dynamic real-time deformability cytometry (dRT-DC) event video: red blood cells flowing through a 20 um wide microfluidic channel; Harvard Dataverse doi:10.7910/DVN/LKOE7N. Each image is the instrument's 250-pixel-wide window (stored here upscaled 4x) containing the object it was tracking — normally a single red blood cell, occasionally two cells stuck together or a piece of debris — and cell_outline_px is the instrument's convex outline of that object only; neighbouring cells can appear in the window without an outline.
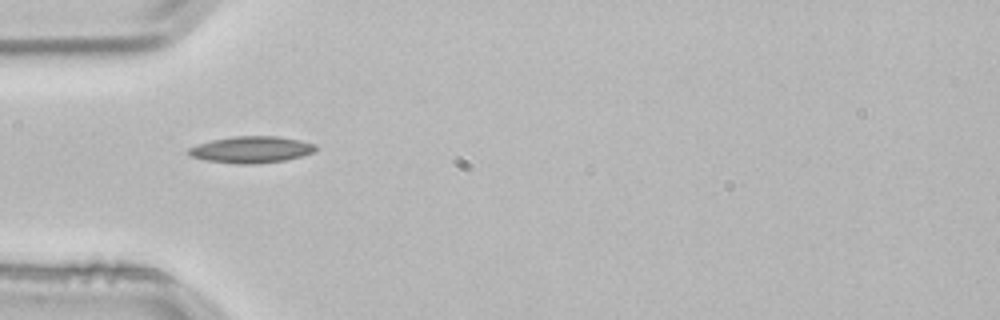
{"species": "common noctule bat (a hibernating species)", "species_latin": "Nyctalus noctula", "temperature_condition": "room temperature", "stored_images_in_passage": 4, "camera_frame_rate_fps": 3000, "um_per_image_px": 0.085, "animal": {"sex": "male", "body_mass_g": 21.5, "forearm_length_mm": 52.0}, "frame": {"image": 1, "passage_image": 3, "time_ms": 0.667, "image_size_px": [1000, 320], "cell_outline_px": [[320, 148], [316, 152], [284, 160], [256, 164], [236, 164], [208, 160], [188, 156], [184, 152], [188, 148], [196, 144], [212, 140], [232, 136], [276, 136], [300, 140], [316, 144]], "centroid_in_image_um": [21.35, 12.71], "position_along_channel_um": 63.6, "area_um2": 20.0}}